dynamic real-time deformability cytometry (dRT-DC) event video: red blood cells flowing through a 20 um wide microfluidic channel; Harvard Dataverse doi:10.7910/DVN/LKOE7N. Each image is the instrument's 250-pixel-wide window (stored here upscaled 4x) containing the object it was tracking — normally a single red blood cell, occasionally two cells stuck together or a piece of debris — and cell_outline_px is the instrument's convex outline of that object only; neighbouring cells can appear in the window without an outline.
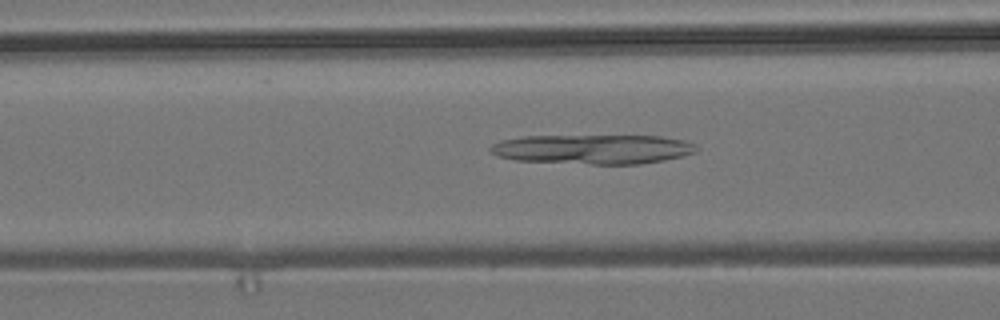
{"species": "common noctule bat (a hibernating species)", "species_latin": "Nyctalus noctula", "temperature_condition": "room temperature", "stored_images_in_passage": 38, "camera_frame_rate_fps": 3000, "um_per_image_px": 0.085, "animal": {"sex": "male", "body_mass_g": 19.2, "forearm_length_mm": 51.8}, "frame": {"image": 1, "passage_image": 9, "time_ms": 2.667, "image_size_px": [1000, 320], "cell_outline_px": [[696, 152], [684, 156], [664, 160], [640, 164], [592, 164], [516, 160], [496, 156], [488, 148], [492, 144], [500, 140], [524, 136], [660, 136], [684, 140], [696, 144]], "centroid_in_image_um": [50.4, 12.68], "position_along_channel_um": 116.2, "area_um2": 35.49}}
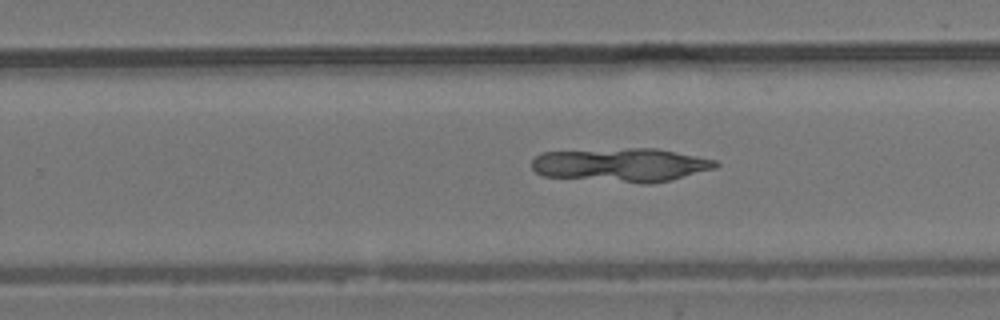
{"frame": {"image": 2, "passage_image": 22, "time_ms": 7.0, "image_size_px": [1000, 320], "cell_outline_px": [[720, 164], [716, 168], [672, 180], [652, 184], [640, 184], [544, 176], [536, 172], [532, 168], [532, 160], [540, 152], [628, 148], [656, 148], [716, 160]], "centroid_in_image_um": [52.82, 14.03], "position_along_channel_um": 277.0, "area_um2": 36.41}}
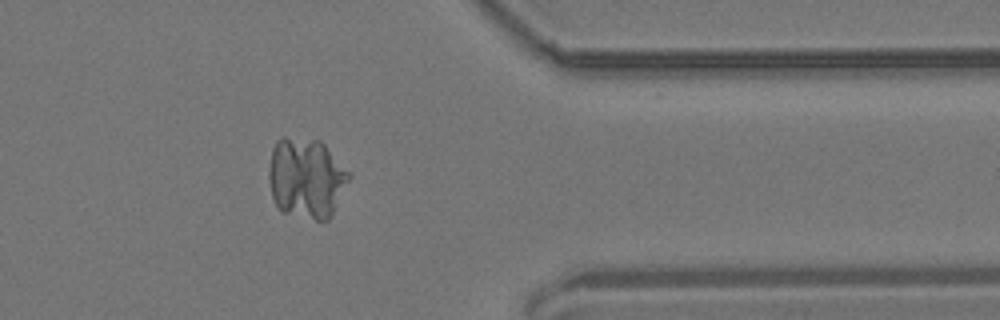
{"frame": {"image": 3, "passage_image": 32, "time_ms": 10.333, "image_size_px": [1000, 320], "cell_outline_px": [[352, 176], [332, 216], [328, 220], [316, 220], [284, 212], [276, 204], [272, 196], [268, 176], [268, 172], [272, 148], [276, 140], [280, 136], [284, 136], [320, 140], [324, 144]], "centroid_in_image_um": [26.03, 15.12], "position_along_channel_um": 385.4, "area_um2": 37.74}}